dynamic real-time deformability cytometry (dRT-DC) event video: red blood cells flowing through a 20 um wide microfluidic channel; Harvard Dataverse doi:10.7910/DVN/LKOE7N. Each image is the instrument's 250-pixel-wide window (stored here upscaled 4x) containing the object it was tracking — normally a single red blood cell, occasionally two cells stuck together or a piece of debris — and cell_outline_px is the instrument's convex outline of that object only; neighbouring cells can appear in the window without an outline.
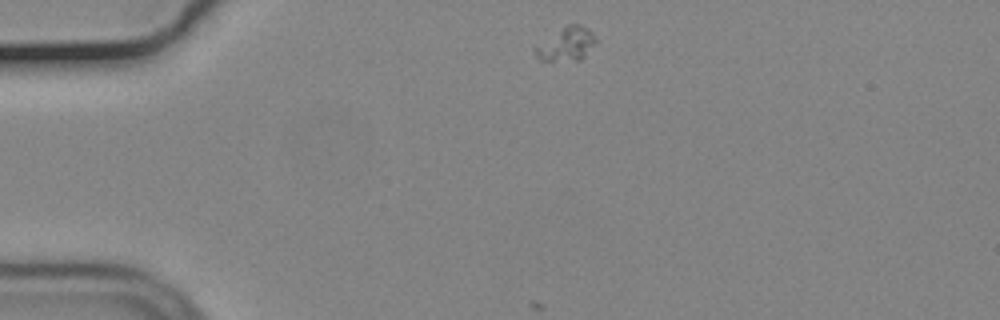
{"species": "common noctule bat (a hibernating species)", "species_latin": "Nyctalus noctula", "temperature_condition": "cold", "stored_images_in_passage": 45, "camera_frame_rate_fps": 3000, "um_per_image_px": 0.085, "animal": {"sex": "male", "body_mass_g": 19.2, "forearm_length_mm": 51.8}, "frame": {"image": 1, "passage_image": 1, "time_ms": 0.0, "image_size_px": [1000, 320], "cell_outline_px": [[596, 40], [584, 56], [580, 60], [540, 60], [536, 56], [532, 48], [568, 24], [580, 24], [588, 28], [592, 32]], "centroid_in_image_um": [48.12, 3.74], "position_along_channel_um": 36.9, "area_um2": 11.5}}
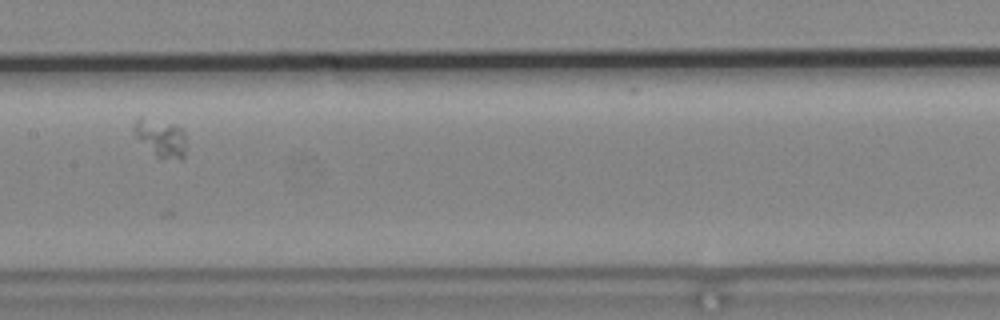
{"frame": {"image": 2, "passage_image": 18, "time_ms": 5.667, "image_size_px": [1000, 320], "cell_outline_px": [[184, 156], [180, 160], [160, 160], [136, 136], [132, 128], [136, 120], [140, 116], [172, 124], [180, 128], [184, 132]], "centroid_in_image_um": [13.66, 11.75], "position_along_channel_um": 193.7, "area_um2": 11.39}}
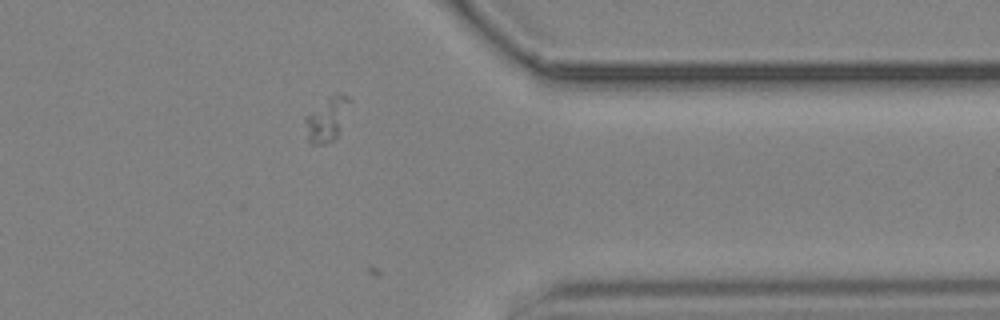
{"frame": {"image": 3, "passage_image": 35, "time_ms": 11.333, "image_size_px": [1000, 320], "cell_outline_px": [[352, 100], [340, 132], [332, 140], [324, 144], [312, 144], [308, 140], [304, 120], [304, 116], [328, 96], [336, 92], [340, 92], [348, 96]], "centroid_in_image_um": [27.8, 10.07], "position_along_channel_um": 383.6, "area_um2": 11.73}}